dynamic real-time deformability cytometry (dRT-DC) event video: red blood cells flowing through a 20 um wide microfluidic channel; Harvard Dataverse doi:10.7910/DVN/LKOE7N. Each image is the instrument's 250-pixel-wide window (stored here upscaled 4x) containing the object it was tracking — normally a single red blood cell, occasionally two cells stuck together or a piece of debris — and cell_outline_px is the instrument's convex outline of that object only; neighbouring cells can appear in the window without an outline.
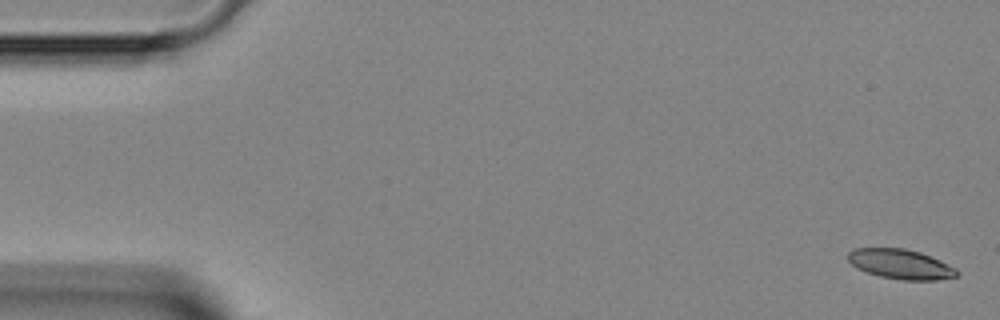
{"species": "Egyptian fruit bat (a non-hibernating species)", "species_latin": "Rousettus aegyptiacus", "temperature_condition": "room temperature", "stored_images_in_passage": 44, "camera_frame_rate_fps": 3000, "um_per_image_px": 0.085, "animal": {"sex": "female"}, "frame": {"image": 1, "passage_image": 1, "time_ms": 0.0, "image_size_px": [1000, 320], "cell_outline_px": [[960, 272], [956, 276], [936, 280], [900, 280], [880, 276], [856, 268], [848, 260], [848, 252], [852, 248], [904, 248], [920, 252], [940, 260], [956, 268]], "centroid_in_image_um": [76.55, 22.45], "position_along_channel_um": 8.5, "area_um2": 18.9}}
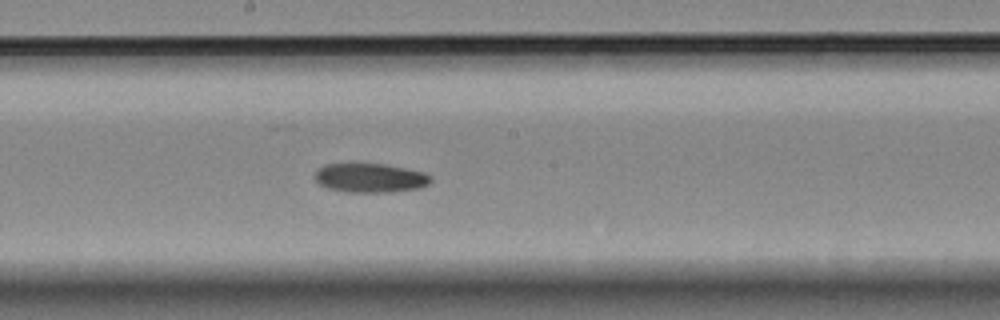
{"frame": {"image": 2, "passage_image": 25, "time_ms": 8.0, "image_size_px": [1000, 320], "cell_outline_px": [[432, 180], [428, 184], [416, 188], [392, 192], [348, 192], [328, 188], [320, 184], [316, 180], [316, 168], [324, 164], [384, 164], [424, 172], [432, 176]], "centroid_in_image_um": [31.46, 15.12], "position_along_channel_um": 216.7, "area_um2": 19.54}}
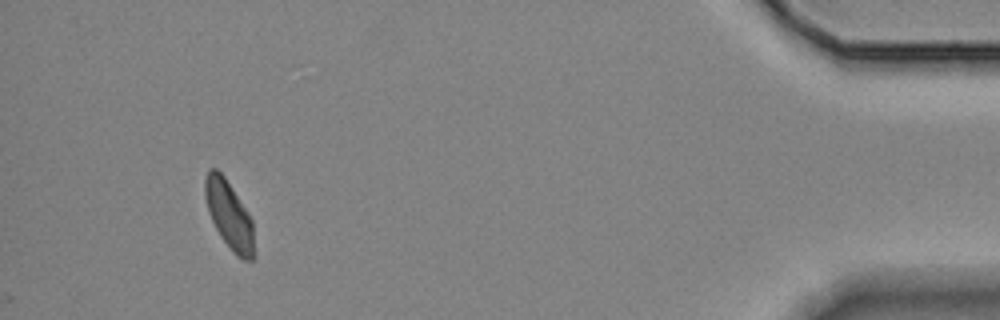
{"frame": {"image": 3, "passage_image": 44, "time_ms": 14.333, "image_size_px": [1000, 320], "cell_outline_px": [[252, 260], [244, 260], [236, 256], [232, 252], [220, 236], [208, 212], [204, 196], [204, 176], [208, 168], [216, 168], [224, 176], [248, 212], [252, 220]], "centroid_in_image_um": [19.42, 18.22], "position_along_channel_um": 415.8, "area_um2": 19.25}}